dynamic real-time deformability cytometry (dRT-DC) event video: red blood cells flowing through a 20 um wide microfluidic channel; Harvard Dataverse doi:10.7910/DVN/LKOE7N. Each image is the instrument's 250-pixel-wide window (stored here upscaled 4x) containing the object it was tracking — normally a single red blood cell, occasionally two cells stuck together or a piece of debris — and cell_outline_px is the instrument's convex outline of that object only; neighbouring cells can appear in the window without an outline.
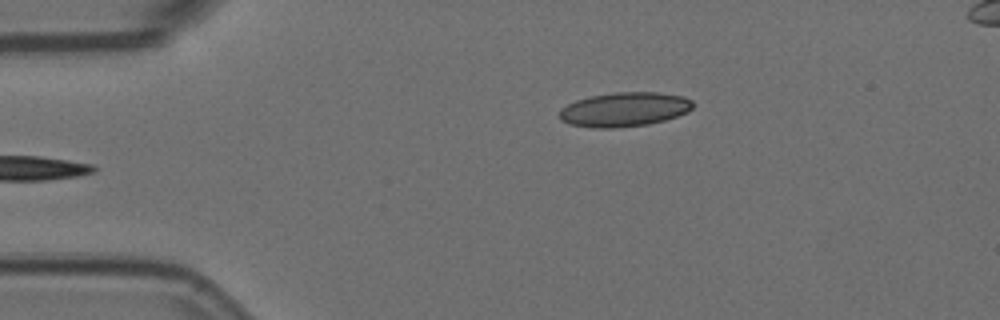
{"species": "Egyptian fruit bat (a non-hibernating species)", "species_latin": "Rousettus aegyptiacus", "temperature_condition": "room temperature", "stored_images_in_passage": 3, "camera_frame_rate_fps": 3000, "um_per_image_px": 0.085, "animal": {"sex": "female"}, "frame": {"image": 1, "passage_image": 3, "time_ms": 0.667, "image_size_px": [1000, 320], "cell_outline_px": [[692, 108], [688, 112], [664, 120], [648, 124], [612, 128], [592, 128], [568, 124], [560, 120], [560, 108], [576, 100], [592, 96], [612, 92], [656, 92], [684, 96], [692, 100]], "centroid_in_image_um": [53.05, 9.3], "position_along_channel_um": 31.9, "area_um2": 26.7}}